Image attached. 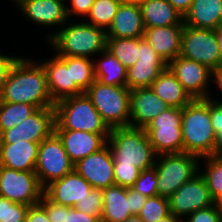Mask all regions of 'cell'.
I'll return each instance as SVG.
<instances>
[{
  "instance_id": "cell-1",
  "label": "cell",
  "mask_w": 222,
  "mask_h": 222,
  "mask_svg": "<svg viewBox=\"0 0 222 222\" xmlns=\"http://www.w3.org/2000/svg\"><path fill=\"white\" fill-rule=\"evenodd\" d=\"M20 57L12 67L0 94L1 102L27 103L37 108L54 107L44 67Z\"/></svg>"
},
{
  "instance_id": "cell-54",
  "label": "cell",
  "mask_w": 222,
  "mask_h": 222,
  "mask_svg": "<svg viewBox=\"0 0 222 222\" xmlns=\"http://www.w3.org/2000/svg\"><path fill=\"white\" fill-rule=\"evenodd\" d=\"M124 222H143L138 215L129 216Z\"/></svg>"
},
{
  "instance_id": "cell-44",
  "label": "cell",
  "mask_w": 222,
  "mask_h": 222,
  "mask_svg": "<svg viewBox=\"0 0 222 222\" xmlns=\"http://www.w3.org/2000/svg\"><path fill=\"white\" fill-rule=\"evenodd\" d=\"M20 57L3 55L0 53V94L8 75Z\"/></svg>"
},
{
  "instance_id": "cell-8",
  "label": "cell",
  "mask_w": 222,
  "mask_h": 222,
  "mask_svg": "<svg viewBox=\"0 0 222 222\" xmlns=\"http://www.w3.org/2000/svg\"><path fill=\"white\" fill-rule=\"evenodd\" d=\"M183 108L169 107L144 129L157 155L183 153Z\"/></svg>"
},
{
  "instance_id": "cell-25",
  "label": "cell",
  "mask_w": 222,
  "mask_h": 222,
  "mask_svg": "<svg viewBox=\"0 0 222 222\" xmlns=\"http://www.w3.org/2000/svg\"><path fill=\"white\" fill-rule=\"evenodd\" d=\"M222 0H193L183 16V23L194 28L217 30L220 27Z\"/></svg>"
},
{
  "instance_id": "cell-30",
  "label": "cell",
  "mask_w": 222,
  "mask_h": 222,
  "mask_svg": "<svg viewBox=\"0 0 222 222\" xmlns=\"http://www.w3.org/2000/svg\"><path fill=\"white\" fill-rule=\"evenodd\" d=\"M139 38H107L106 49L126 68L138 58Z\"/></svg>"
},
{
  "instance_id": "cell-57",
  "label": "cell",
  "mask_w": 222,
  "mask_h": 222,
  "mask_svg": "<svg viewBox=\"0 0 222 222\" xmlns=\"http://www.w3.org/2000/svg\"><path fill=\"white\" fill-rule=\"evenodd\" d=\"M22 0H13L14 3H16V5L21 2Z\"/></svg>"
},
{
  "instance_id": "cell-2",
  "label": "cell",
  "mask_w": 222,
  "mask_h": 222,
  "mask_svg": "<svg viewBox=\"0 0 222 222\" xmlns=\"http://www.w3.org/2000/svg\"><path fill=\"white\" fill-rule=\"evenodd\" d=\"M181 129L183 153L200 159L213 156L215 133L210 119L209 99H193L183 108Z\"/></svg>"
},
{
  "instance_id": "cell-14",
  "label": "cell",
  "mask_w": 222,
  "mask_h": 222,
  "mask_svg": "<svg viewBox=\"0 0 222 222\" xmlns=\"http://www.w3.org/2000/svg\"><path fill=\"white\" fill-rule=\"evenodd\" d=\"M168 64L160 57L148 42L139 38L138 58L126 71V86L135 88L150 87Z\"/></svg>"
},
{
  "instance_id": "cell-56",
  "label": "cell",
  "mask_w": 222,
  "mask_h": 222,
  "mask_svg": "<svg viewBox=\"0 0 222 222\" xmlns=\"http://www.w3.org/2000/svg\"><path fill=\"white\" fill-rule=\"evenodd\" d=\"M216 203L222 208V196L216 201Z\"/></svg>"
},
{
  "instance_id": "cell-31",
  "label": "cell",
  "mask_w": 222,
  "mask_h": 222,
  "mask_svg": "<svg viewBox=\"0 0 222 222\" xmlns=\"http://www.w3.org/2000/svg\"><path fill=\"white\" fill-rule=\"evenodd\" d=\"M38 108L27 103H9L0 101V134L21 123Z\"/></svg>"
},
{
  "instance_id": "cell-35",
  "label": "cell",
  "mask_w": 222,
  "mask_h": 222,
  "mask_svg": "<svg viewBox=\"0 0 222 222\" xmlns=\"http://www.w3.org/2000/svg\"><path fill=\"white\" fill-rule=\"evenodd\" d=\"M170 214L168 198L148 197L138 216L143 222H157Z\"/></svg>"
},
{
  "instance_id": "cell-15",
  "label": "cell",
  "mask_w": 222,
  "mask_h": 222,
  "mask_svg": "<svg viewBox=\"0 0 222 222\" xmlns=\"http://www.w3.org/2000/svg\"><path fill=\"white\" fill-rule=\"evenodd\" d=\"M193 99H207L212 70L196 61L178 56L167 66Z\"/></svg>"
},
{
  "instance_id": "cell-55",
  "label": "cell",
  "mask_w": 222,
  "mask_h": 222,
  "mask_svg": "<svg viewBox=\"0 0 222 222\" xmlns=\"http://www.w3.org/2000/svg\"><path fill=\"white\" fill-rule=\"evenodd\" d=\"M219 17H220V27H222V7L220 8Z\"/></svg>"
},
{
  "instance_id": "cell-46",
  "label": "cell",
  "mask_w": 222,
  "mask_h": 222,
  "mask_svg": "<svg viewBox=\"0 0 222 222\" xmlns=\"http://www.w3.org/2000/svg\"><path fill=\"white\" fill-rule=\"evenodd\" d=\"M25 222H50V220L45 208L40 203H37L29 206Z\"/></svg>"
},
{
  "instance_id": "cell-20",
  "label": "cell",
  "mask_w": 222,
  "mask_h": 222,
  "mask_svg": "<svg viewBox=\"0 0 222 222\" xmlns=\"http://www.w3.org/2000/svg\"><path fill=\"white\" fill-rule=\"evenodd\" d=\"M17 6L30 21L46 27L58 25L61 28L69 20L65 0H22Z\"/></svg>"
},
{
  "instance_id": "cell-38",
  "label": "cell",
  "mask_w": 222,
  "mask_h": 222,
  "mask_svg": "<svg viewBox=\"0 0 222 222\" xmlns=\"http://www.w3.org/2000/svg\"><path fill=\"white\" fill-rule=\"evenodd\" d=\"M157 172L154 167L140 172L139 178L136 180L132 188L141 195L153 197L158 195L157 190Z\"/></svg>"
},
{
  "instance_id": "cell-6",
  "label": "cell",
  "mask_w": 222,
  "mask_h": 222,
  "mask_svg": "<svg viewBox=\"0 0 222 222\" xmlns=\"http://www.w3.org/2000/svg\"><path fill=\"white\" fill-rule=\"evenodd\" d=\"M84 93L110 129L130 126V89L127 86H108L95 80Z\"/></svg>"
},
{
  "instance_id": "cell-11",
  "label": "cell",
  "mask_w": 222,
  "mask_h": 222,
  "mask_svg": "<svg viewBox=\"0 0 222 222\" xmlns=\"http://www.w3.org/2000/svg\"><path fill=\"white\" fill-rule=\"evenodd\" d=\"M43 190L34 171L0 166V197L30 206L40 202Z\"/></svg>"
},
{
  "instance_id": "cell-43",
  "label": "cell",
  "mask_w": 222,
  "mask_h": 222,
  "mask_svg": "<svg viewBox=\"0 0 222 222\" xmlns=\"http://www.w3.org/2000/svg\"><path fill=\"white\" fill-rule=\"evenodd\" d=\"M64 222H101V220L100 217L90 216L74 207L65 206Z\"/></svg>"
},
{
  "instance_id": "cell-17",
  "label": "cell",
  "mask_w": 222,
  "mask_h": 222,
  "mask_svg": "<svg viewBox=\"0 0 222 222\" xmlns=\"http://www.w3.org/2000/svg\"><path fill=\"white\" fill-rule=\"evenodd\" d=\"M41 64L46 72L50 96L55 103L66 97L84 94L75 83H71V56L55 54Z\"/></svg>"
},
{
  "instance_id": "cell-7",
  "label": "cell",
  "mask_w": 222,
  "mask_h": 222,
  "mask_svg": "<svg viewBox=\"0 0 222 222\" xmlns=\"http://www.w3.org/2000/svg\"><path fill=\"white\" fill-rule=\"evenodd\" d=\"M154 164L158 195L169 198L185 182L199 173L200 158L188 153L161 154ZM198 160V161H197Z\"/></svg>"
},
{
  "instance_id": "cell-16",
  "label": "cell",
  "mask_w": 222,
  "mask_h": 222,
  "mask_svg": "<svg viewBox=\"0 0 222 222\" xmlns=\"http://www.w3.org/2000/svg\"><path fill=\"white\" fill-rule=\"evenodd\" d=\"M74 170L93 188H107L115 185L114 160L108 143L99 151L80 159Z\"/></svg>"
},
{
  "instance_id": "cell-21",
  "label": "cell",
  "mask_w": 222,
  "mask_h": 222,
  "mask_svg": "<svg viewBox=\"0 0 222 222\" xmlns=\"http://www.w3.org/2000/svg\"><path fill=\"white\" fill-rule=\"evenodd\" d=\"M55 133L62 140L64 149L74 164L102 149L107 144L109 137V134L80 130H55Z\"/></svg>"
},
{
  "instance_id": "cell-40",
  "label": "cell",
  "mask_w": 222,
  "mask_h": 222,
  "mask_svg": "<svg viewBox=\"0 0 222 222\" xmlns=\"http://www.w3.org/2000/svg\"><path fill=\"white\" fill-rule=\"evenodd\" d=\"M187 218L188 222H222V208L216 203L209 208L193 212Z\"/></svg>"
},
{
  "instance_id": "cell-48",
  "label": "cell",
  "mask_w": 222,
  "mask_h": 222,
  "mask_svg": "<svg viewBox=\"0 0 222 222\" xmlns=\"http://www.w3.org/2000/svg\"><path fill=\"white\" fill-rule=\"evenodd\" d=\"M215 133L213 157H222V126H212Z\"/></svg>"
},
{
  "instance_id": "cell-50",
  "label": "cell",
  "mask_w": 222,
  "mask_h": 222,
  "mask_svg": "<svg viewBox=\"0 0 222 222\" xmlns=\"http://www.w3.org/2000/svg\"><path fill=\"white\" fill-rule=\"evenodd\" d=\"M212 82L215 83L222 92V65H220L217 69L212 71ZM222 103V102H219Z\"/></svg>"
},
{
  "instance_id": "cell-9",
  "label": "cell",
  "mask_w": 222,
  "mask_h": 222,
  "mask_svg": "<svg viewBox=\"0 0 222 222\" xmlns=\"http://www.w3.org/2000/svg\"><path fill=\"white\" fill-rule=\"evenodd\" d=\"M180 56L196 61L214 71L222 65L216 30L184 25Z\"/></svg>"
},
{
  "instance_id": "cell-42",
  "label": "cell",
  "mask_w": 222,
  "mask_h": 222,
  "mask_svg": "<svg viewBox=\"0 0 222 222\" xmlns=\"http://www.w3.org/2000/svg\"><path fill=\"white\" fill-rule=\"evenodd\" d=\"M71 3V7H67L66 5V14L68 19L71 18L72 15L75 16H87L90 12L91 6L94 3V0H69ZM71 8V9H70ZM70 16V17H69Z\"/></svg>"
},
{
  "instance_id": "cell-23",
  "label": "cell",
  "mask_w": 222,
  "mask_h": 222,
  "mask_svg": "<svg viewBox=\"0 0 222 222\" xmlns=\"http://www.w3.org/2000/svg\"><path fill=\"white\" fill-rule=\"evenodd\" d=\"M145 25L140 5H119L111 25L106 30L107 38H143Z\"/></svg>"
},
{
  "instance_id": "cell-39",
  "label": "cell",
  "mask_w": 222,
  "mask_h": 222,
  "mask_svg": "<svg viewBox=\"0 0 222 222\" xmlns=\"http://www.w3.org/2000/svg\"><path fill=\"white\" fill-rule=\"evenodd\" d=\"M141 170L136 166L114 165L115 185L130 188L139 178Z\"/></svg>"
},
{
  "instance_id": "cell-3",
  "label": "cell",
  "mask_w": 222,
  "mask_h": 222,
  "mask_svg": "<svg viewBox=\"0 0 222 222\" xmlns=\"http://www.w3.org/2000/svg\"><path fill=\"white\" fill-rule=\"evenodd\" d=\"M47 43L58 56L93 57L106 49V30L87 22H70L61 30L47 35Z\"/></svg>"
},
{
  "instance_id": "cell-28",
  "label": "cell",
  "mask_w": 222,
  "mask_h": 222,
  "mask_svg": "<svg viewBox=\"0 0 222 222\" xmlns=\"http://www.w3.org/2000/svg\"><path fill=\"white\" fill-rule=\"evenodd\" d=\"M145 27L177 25L183 16L167 0H146L140 5Z\"/></svg>"
},
{
  "instance_id": "cell-41",
  "label": "cell",
  "mask_w": 222,
  "mask_h": 222,
  "mask_svg": "<svg viewBox=\"0 0 222 222\" xmlns=\"http://www.w3.org/2000/svg\"><path fill=\"white\" fill-rule=\"evenodd\" d=\"M46 211L50 222H64L65 219V206L59 205L49 200L44 194L41 196L39 202Z\"/></svg>"
},
{
  "instance_id": "cell-53",
  "label": "cell",
  "mask_w": 222,
  "mask_h": 222,
  "mask_svg": "<svg viewBox=\"0 0 222 222\" xmlns=\"http://www.w3.org/2000/svg\"><path fill=\"white\" fill-rule=\"evenodd\" d=\"M146 0H121L122 3L126 4H135V5H141L144 3Z\"/></svg>"
},
{
  "instance_id": "cell-26",
  "label": "cell",
  "mask_w": 222,
  "mask_h": 222,
  "mask_svg": "<svg viewBox=\"0 0 222 222\" xmlns=\"http://www.w3.org/2000/svg\"><path fill=\"white\" fill-rule=\"evenodd\" d=\"M150 88L170 107L184 108L193 98L167 67Z\"/></svg>"
},
{
  "instance_id": "cell-52",
  "label": "cell",
  "mask_w": 222,
  "mask_h": 222,
  "mask_svg": "<svg viewBox=\"0 0 222 222\" xmlns=\"http://www.w3.org/2000/svg\"><path fill=\"white\" fill-rule=\"evenodd\" d=\"M216 37H217V40H218V45H219L220 53H221V57H222V27H219L216 30Z\"/></svg>"
},
{
  "instance_id": "cell-18",
  "label": "cell",
  "mask_w": 222,
  "mask_h": 222,
  "mask_svg": "<svg viewBox=\"0 0 222 222\" xmlns=\"http://www.w3.org/2000/svg\"><path fill=\"white\" fill-rule=\"evenodd\" d=\"M169 107L150 87L130 90V127L145 129Z\"/></svg>"
},
{
  "instance_id": "cell-47",
  "label": "cell",
  "mask_w": 222,
  "mask_h": 222,
  "mask_svg": "<svg viewBox=\"0 0 222 222\" xmlns=\"http://www.w3.org/2000/svg\"><path fill=\"white\" fill-rule=\"evenodd\" d=\"M208 99L212 126H222V103H219L218 100H212L211 97Z\"/></svg>"
},
{
  "instance_id": "cell-22",
  "label": "cell",
  "mask_w": 222,
  "mask_h": 222,
  "mask_svg": "<svg viewBox=\"0 0 222 222\" xmlns=\"http://www.w3.org/2000/svg\"><path fill=\"white\" fill-rule=\"evenodd\" d=\"M183 28V20L172 26L145 27L144 39L168 64L181 53Z\"/></svg>"
},
{
  "instance_id": "cell-29",
  "label": "cell",
  "mask_w": 222,
  "mask_h": 222,
  "mask_svg": "<svg viewBox=\"0 0 222 222\" xmlns=\"http://www.w3.org/2000/svg\"><path fill=\"white\" fill-rule=\"evenodd\" d=\"M100 54L103 58L94 62L95 80L108 86H126L127 69L107 49Z\"/></svg>"
},
{
  "instance_id": "cell-36",
  "label": "cell",
  "mask_w": 222,
  "mask_h": 222,
  "mask_svg": "<svg viewBox=\"0 0 222 222\" xmlns=\"http://www.w3.org/2000/svg\"><path fill=\"white\" fill-rule=\"evenodd\" d=\"M29 206L0 197V222H25Z\"/></svg>"
},
{
  "instance_id": "cell-32",
  "label": "cell",
  "mask_w": 222,
  "mask_h": 222,
  "mask_svg": "<svg viewBox=\"0 0 222 222\" xmlns=\"http://www.w3.org/2000/svg\"><path fill=\"white\" fill-rule=\"evenodd\" d=\"M121 0H94L87 15V23L107 30L111 25ZM89 21V22H88Z\"/></svg>"
},
{
  "instance_id": "cell-49",
  "label": "cell",
  "mask_w": 222,
  "mask_h": 222,
  "mask_svg": "<svg viewBox=\"0 0 222 222\" xmlns=\"http://www.w3.org/2000/svg\"><path fill=\"white\" fill-rule=\"evenodd\" d=\"M182 16L189 10L193 0H167Z\"/></svg>"
},
{
  "instance_id": "cell-4",
  "label": "cell",
  "mask_w": 222,
  "mask_h": 222,
  "mask_svg": "<svg viewBox=\"0 0 222 222\" xmlns=\"http://www.w3.org/2000/svg\"><path fill=\"white\" fill-rule=\"evenodd\" d=\"M114 165L136 166L141 171L154 166L159 158L144 129L112 128L107 141Z\"/></svg>"
},
{
  "instance_id": "cell-5",
  "label": "cell",
  "mask_w": 222,
  "mask_h": 222,
  "mask_svg": "<svg viewBox=\"0 0 222 222\" xmlns=\"http://www.w3.org/2000/svg\"><path fill=\"white\" fill-rule=\"evenodd\" d=\"M55 130H80L98 134H110L111 129L103 121L87 95L70 96L54 104Z\"/></svg>"
},
{
  "instance_id": "cell-13",
  "label": "cell",
  "mask_w": 222,
  "mask_h": 222,
  "mask_svg": "<svg viewBox=\"0 0 222 222\" xmlns=\"http://www.w3.org/2000/svg\"><path fill=\"white\" fill-rule=\"evenodd\" d=\"M168 201L170 213L180 219L183 216H189L197 210L209 208L216 204L200 173L185 182L168 198Z\"/></svg>"
},
{
  "instance_id": "cell-19",
  "label": "cell",
  "mask_w": 222,
  "mask_h": 222,
  "mask_svg": "<svg viewBox=\"0 0 222 222\" xmlns=\"http://www.w3.org/2000/svg\"><path fill=\"white\" fill-rule=\"evenodd\" d=\"M93 187L75 170L44 187L43 194L52 202L74 207Z\"/></svg>"
},
{
  "instance_id": "cell-34",
  "label": "cell",
  "mask_w": 222,
  "mask_h": 222,
  "mask_svg": "<svg viewBox=\"0 0 222 222\" xmlns=\"http://www.w3.org/2000/svg\"><path fill=\"white\" fill-rule=\"evenodd\" d=\"M205 160V170L200 171V175L204 178L211 196L217 201L222 196V157L207 156Z\"/></svg>"
},
{
  "instance_id": "cell-51",
  "label": "cell",
  "mask_w": 222,
  "mask_h": 222,
  "mask_svg": "<svg viewBox=\"0 0 222 222\" xmlns=\"http://www.w3.org/2000/svg\"><path fill=\"white\" fill-rule=\"evenodd\" d=\"M179 221H180L179 217H176L175 215L170 213L168 216H166L165 218H163L157 222H179Z\"/></svg>"
},
{
  "instance_id": "cell-33",
  "label": "cell",
  "mask_w": 222,
  "mask_h": 222,
  "mask_svg": "<svg viewBox=\"0 0 222 222\" xmlns=\"http://www.w3.org/2000/svg\"><path fill=\"white\" fill-rule=\"evenodd\" d=\"M92 58L71 56V83L85 92L95 81Z\"/></svg>"
},
{
  "instance_id": "cell-12",
  "label": "cell",
  "mask_w": 222,
  "mask_h": 222,
  "mask_svg": "<svg viewBox=\"0 0 222 222\" xmlns=\"http://www.w3.org/2000/svg\"><path fill=\"white\" fill-rule=\"evenodd\" d=\"M56 111L54 107L38 108L18 125L0 134V143L30 141L40 143L55 133Z\"/></svg>"
},
{
  "instance_id": "cell-24",
  "label": "cell",
  "mask_w": 222,
  "mask_h": 222,
  "mask_svg": "<svg viewBox=\"0 0 222 222\" xmlns=\"http://www.w3.org/2000/svg\"><path fill=\"white\" fill-rule=\"evenodd\" d=\"M39 144L25 139L0 143V166L17 171H35Z\"/></svg>"
},
{
  "instance_id": "cell-27",
  "label": "cell",
  "mask_w": 222,
  "mask_h": 222,
  "mask_svg": "<svg viewBox=\"0 0 222 222\" xmlns=\"http://www.w3.org/2000/svg\"><path fill=\"white\" fill-rule=\"evenodd\" d=\"M132 215L130 211V198L127 196V188L112 185L103 189L101 222H124Z\"/></svg>"
},
{
  "instance_id": "cell-45",
  "label": "cell",
  "mask_w": 222,
  "mask_h": 222,
  "mask_svg": "<svg viewBox=\"0 0 222 222\" xmlns=\"http://www.w3.org/2000/svg\"><path fill=\"white\" fill-rule=\"evenodd\" d=\"M127 196L130 198V211L133 215H138L147 200V196L141 195L132 187L127 188Z\"/></svg>"
},
{
  "instance_id": "cell-10",
  "label": "cell",
  "mask_w": 222,
  "mask_h": 222,
  "mask_svg": "<svg viewBox=\"0 0 222 222\" xmlns=\"http://www.w3.org/2000/svg\"><path fill=\"white\" fill-rule=\"evenodd\" d=\"M73 170L74 163L70 160L62 140L56 133L40 142L34 172L43 188Z\"/></svg>"
},
{
  "instance_id": "cell-37",
  "label": "cell",
  "mask_w": 222,
  "mask_h": 222,
  "mask_svg": "<svg viewBox=\"0 0 222 222\" xmlns=\"http://www.w3.org/2000/svg\"><path fill=\"white\" fill-rule=\"evenodd\" d=\"M74 208L87 215L101 217L103 212V189L92 188L86 197L74 205Z\"/></svg>"
}]
</instances>
